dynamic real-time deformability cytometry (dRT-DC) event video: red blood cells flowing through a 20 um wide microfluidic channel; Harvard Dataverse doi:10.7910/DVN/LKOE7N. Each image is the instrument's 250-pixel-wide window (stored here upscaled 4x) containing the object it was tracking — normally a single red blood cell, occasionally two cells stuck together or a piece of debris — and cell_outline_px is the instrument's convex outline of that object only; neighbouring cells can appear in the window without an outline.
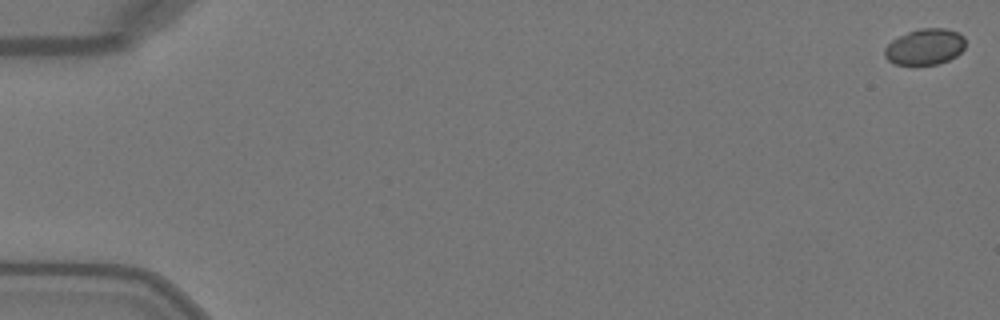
{"species": "Egyptian fruit bat (a non-hibernating species)", "species_latin": "Rousettus aegyptiacus", "temperature_condition": "warm", "stored_images_in_passage": 49, "camera_frame_rate_fps": 3000, "um_per_image_px": 0.085, "animal": {"sex": "female"}, "frame": {"image": 1, "passage_image": 1, "time_ms": 0.0, "image_size_px": [1000, 320], "cell_outline_px": [[964, 48], [956, 56], [948, 60], [936, 64], [896, 64], [888, 60], [884, 56], [884, 48], [892, 40], [908, 32], [920, 28], [944, 28], [960, 32], [964, 36]], "centroid_in_image_um": [78.63, 3.96], "position_along_channel_um": 6.4, "area_um2": 16.88}}
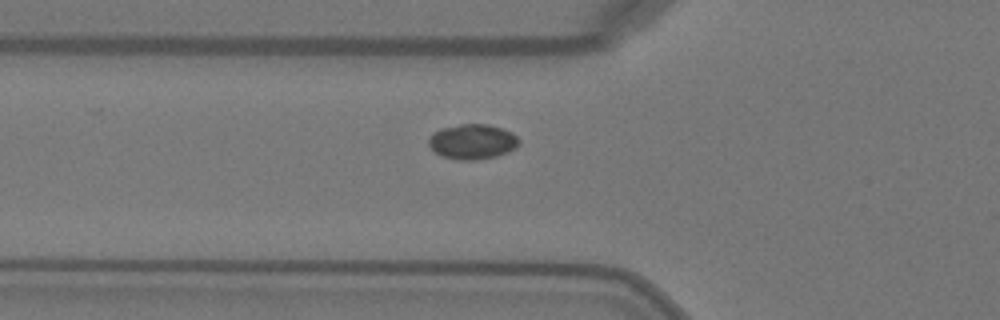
{"frame": {"image": 2, "passage_image": 19, "time_ms": 6.0, "image_size_px": [1000, 320], "cell_outline_px": [[520, 144], [516, 148], [508, 152], [496, 156], [476, 160], [460, 160], [440, 156], [428, 144], [428, 140], [440, 128], [460, 124], [488, 124], [512, 132], [520, 140]], "centroid_in_image_um": [40.19, 12.04], "position_along_channel_um": 85.6, "area_um2": 18.44}}
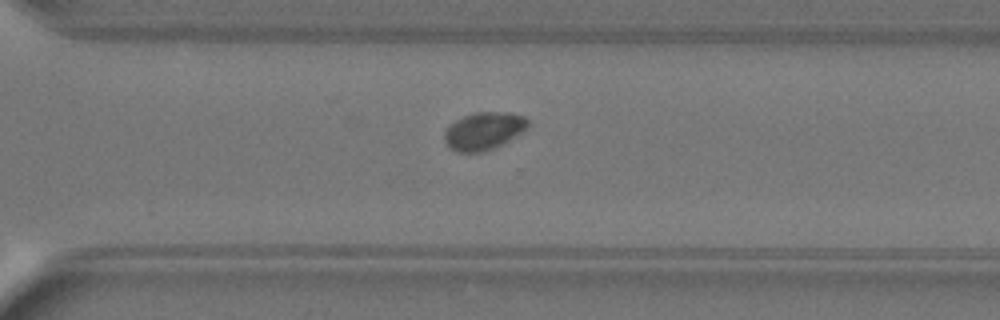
{"frame": {"image": 3, "passage_image": 37, "time_ms": 12.0, "image_size_px": [1000, 320], "cell_outline_px": [[528, 124], [520, 132], [508, 140], [484, 152], [456, 152], [444, 140], [444, 132], [448, 124], [464, 116], [476, 112], [508, 112], [524, 116], [528, 120]], "centroid_in_image_um": [41.07, 11.12], "position_along_channel_um": 329.5, "area_um2": 17.98}}